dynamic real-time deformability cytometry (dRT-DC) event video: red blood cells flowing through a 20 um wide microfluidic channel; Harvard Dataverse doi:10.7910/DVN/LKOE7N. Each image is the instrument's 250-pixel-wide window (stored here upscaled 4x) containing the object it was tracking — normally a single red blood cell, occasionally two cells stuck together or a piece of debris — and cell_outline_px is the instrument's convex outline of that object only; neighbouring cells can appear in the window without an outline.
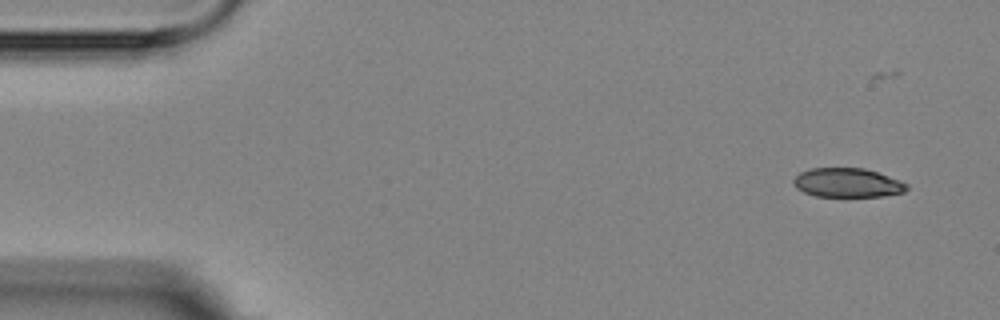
{"species": "Egyptian fruit bat (a non-hibernating species)", "species_latin": "Rousettus aegyptiacus", "temperature_condition": "room temperature", "stored_images_in_passage": 4, "camera_frame_rate_fps": 3000, "um_per_image_px": 0.085, "animal": {"sex": "female"}, "frame": {"image": 1, "passage_image": 1, "time_ms": 0.0, "image_size_px": [1000, 320], "cell_outline_px": [[908, 188], [904, 192], [884, 196], [816, 196], [804, 192], [796, 188], [792, 184], [792, 180], [800, 172], [812, 168], [864, 168], [876, 172], [908, 184]], "centroid_in_image_um": [71.99, 15.53], "position_along_channel_um": 13.0, "area_um2": 19.07}}